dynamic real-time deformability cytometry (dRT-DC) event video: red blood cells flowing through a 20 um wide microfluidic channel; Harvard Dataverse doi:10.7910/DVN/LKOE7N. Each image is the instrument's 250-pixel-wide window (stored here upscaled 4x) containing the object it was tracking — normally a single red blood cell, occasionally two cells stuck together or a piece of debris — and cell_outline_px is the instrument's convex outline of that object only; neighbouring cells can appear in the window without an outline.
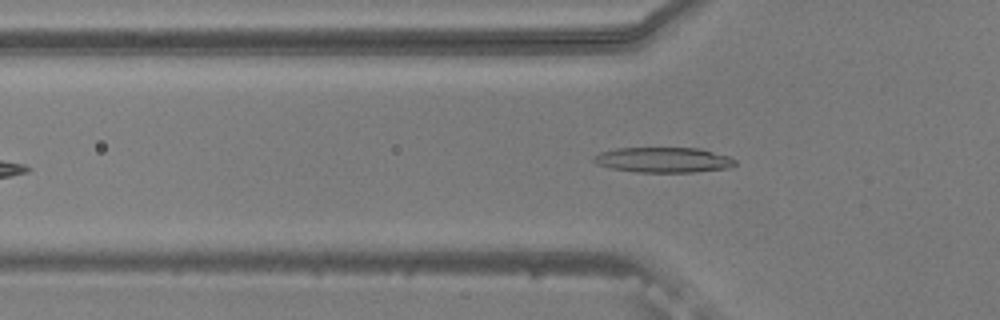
{"species": "common noctule bat (a hibernating species)", "species_latin": "Nyctalus noctula", "temperature_condition": "warm", "stored_images_in_passage": 37, "camera_frame_rate_fps": 3000, "um_per_image_px": 0.085, "animal": {"sex": "male", "body_mass_g": 20.5, "forearm_length_mm": 52.5}, "frame": {"image": 1, "passage_image": 5, "time_ms": 1.333, "image_size_px": [1000, 320], "cell_outline_px": [[736, 164], [728, 168], [692, 172], [636, 172], [612, 168], [596, 164], [592, 160], [600, 152], [616, 148], [700, 148], [728, 156], [736, 160]], "centroid_in_image_um": [56.39, 13.59], "position_along_channel_um": 69.4, "area_um2": 20.69}}
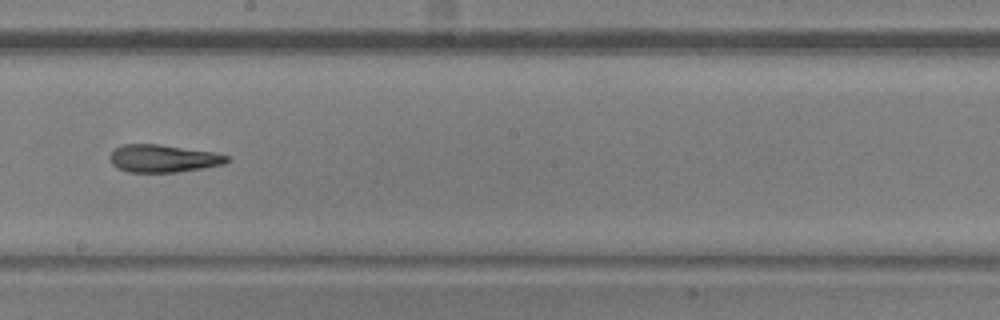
{"frame": {"image": 2, "passage_image": 18, "time_ms": 5.667, "image_size_px": [1000, 320], "cell_outline_px": [[228, 160], [224, 164], [204, 168], [176, 172], [128, 172], [116, 168], [112, 164], [112, 152], [116, 148], [124, 144], [160, 144], [216, 152], [228, 156]], "centroid_in_image_um": [13.9, 13.47], "position_along_channel_um": 234.3, "area_um2": 18.79}}
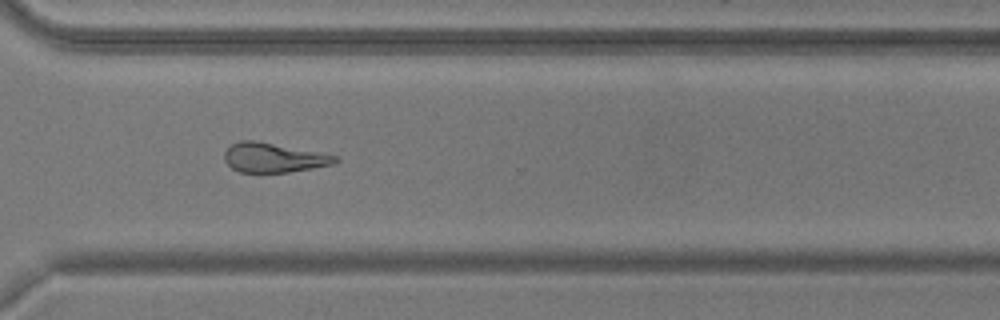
{"frame": {"image": 3, "passage_image": 27, "time_ms": 8.667, "image_size_px": [1000, 320], "cell_outline_px": [[340, 160], [332, 164], [312, 168], [288, 172], [240, 172], [232, 168], [224, 160], [224, 152], [232, 144], [240, 140], [256, 140], [336, 156]], "centroid_in_image_um": [23.2, 13.4], "position_along_channel_um": 347.4, "area_um2": 18.73}, "authors_computed_cell_mechanics": {"area_um2": 19.1896, "velocity_mm_per_s": 3.7821, "shape_relaxation_time_tau1_ms": 7.3432, "shape_relaxation_time_tau2_ms": 3.9549, "deformation_change_tau1": 0.1809, "deformation_change_tau2": 0.1613}}